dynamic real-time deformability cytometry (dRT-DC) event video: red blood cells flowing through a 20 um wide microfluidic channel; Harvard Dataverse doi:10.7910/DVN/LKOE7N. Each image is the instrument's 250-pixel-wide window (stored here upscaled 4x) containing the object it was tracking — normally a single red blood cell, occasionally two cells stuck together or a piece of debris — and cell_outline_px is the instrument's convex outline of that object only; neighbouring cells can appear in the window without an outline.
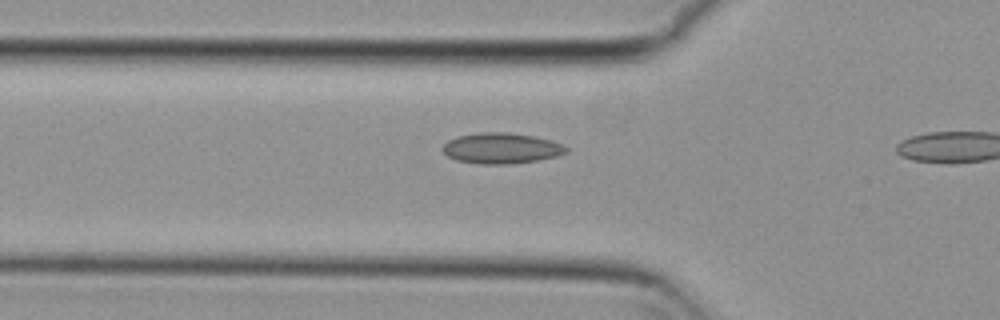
{"species": "common noctule bat (a hibernating species)", "species_latin": "Nyctalus noctula", "temperature_condition": "cold", "stored_images_in_passage": 4, "camera_frame_rate_fps": 3000, "um_per_image_px": 0.085, "animal": {"sex": "female", "body_mass_g": 29.2, "forearm_length_mm": 56.3}, "frame": {"image": 1, "passage_image": 3, "time_ms": 0.667, "image_size_px": [1000, 320], "cell_outline_px": [[568, 152], [556, 156], [536, 160], [508, 164], [480, 164], [456, 160], [448, 156], [440, 148], [448, 140], [456, 136], [480, 132], [508, 132], [532, 136], [552, 140], [568, 148]], "centroid_in_image_um": [42.57, 12.59], "position_along_channel_um": 83.2, "area_um2": 22.08}}